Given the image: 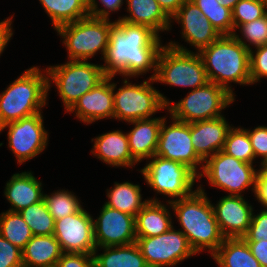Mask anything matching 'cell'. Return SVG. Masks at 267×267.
<instances>
[{"mask_svg":"<svg viewBox=\"0 0 267 267\" xmlns=\"http://www.w3.org/2000/svg\"><path fill=\"white\" fill-rule=\"evenodd\" d=\"M42 185L31 171L13 174L4 189V195L11 205L8 211L19 212L43 200Z\"/></svg>","mask_w":267,"mask_h":267,"instance_id":"cell-23","label":"cell"},{"mask_svg":"<svg viewBox=\"0 0 267 267\" xmlns=\"http://www.w3.org/2000/svg\"><path fill=\"white\" fill-rule=\"evenodd\" d=\"M62 254L54 235H33L22 250L23 267H55Z\"/></svg>","mask_w":267,"mask_h":267,"instance_id":"cell-26","label":"cell"},{"mask_svg":"<svg viewBox=\"0 0 267 267\" xmlns=\"http://www.w3.org/2000/svg\"><path fill=\"white\" fill-rule=\"evenodd\" d=\"M164 12L171 18L187 0H156Z\"/></svg>","mask_w":267,"mask_h":267,"instance_id":"cell-47","label":"cell"},{"mask_svg":"<svg viewBox=\"0 0 267 267\" xmlns=\"http://www.w3.org/2000/svg\"><path fill=\"white\" fill-rule=\"evenodd\" d=\"M261 267H267V241H246Z\"/></svg>","mask_w":267,"mask_h":267,"instance_id":"cell-45","label":"cell"},{"mask_svg":"<svg viewBox=\"0 0 267 267\" xmlns=\"http://www.w3.org/2000/svg\"><path fill=\"white\" fill-rule=\"evenodd\" d=\"M53 235L63 253L94 254L93 217L84 208L79 212L56 220Z\"/></svg>","mask_w":267,"mask_h":267,"instance_id":"cell-15","label":"cell"},{"mask_svg":"<svg viewBox=\"0 0 267 267\" xmlns=\"http://www.w3.org/2000/svg\"><path fill=\"white\" fill-rule=\"evenodd\" d=\"M43 118L40 112L0 127V133L8 128V147L18 165L35 158L46 149L49 134L44 127Z\"/></svg>","mask_w":267,"mask_h":267,"instance_id":"cell-14","label":"cell"},{"mask_svg":"<svg viewBox=\"0 0 267 267\" xmlns=\"http://www.w3.org/2000/svg\"><path fill=\"white\" fill-rule=\"evenodd\" d=\"M115 21L88 16L56 29L62 37L63 46L68 52V60L89 61L98 52L103 59L109 44V37Z\"/></svg>","mask_w":267,"mask_h":267,"instance_id":"cell-6","label":"cell"},{"mask_svg":"<svg viewBox=\"0 0 267 267\" xmlns=\"http://www.w3.org/2000/svg\"><path fill=\"white\" fill-rule=\"evenodd\" d=\"M104 8H98L97 0H88L89 16L110 19V12L120 11L125 0H99ZM124 1V2H123Z\"/></svg>","mask_w":267,"mask_h":267,"instance_id":"cell-42","label":"cell"},{"mask_svg":"<svg viewBox=\"0 0 267 267\" xmlns=\"http://www.w3.org/2000/svg\"><path fill=\"white\" fill-rule=\"evenodd\" d=\"M234 100L235 97L225 88L208 82L205 86L189 91L177 103L170 102L166 108L176 120L192 123L224 116L222 110L233 104Z\"/></svg>","mask_w":267,"mask_h":267,"instance_id":"cell-9","label":"cell"},{"mask_svg":"<svg viewBox=\"0 0 267 267\" xmlns=\"http://www.w3.org/2000/svg\"><path fill=\"white\" fill-rule=\"evenodd\" d=\"M222 151L248 164L256 160L248 132L242 127L233 126L228 131Z\"/></svg>","mask_w":267,"mask_h":267,"instance_id":"cell-34","label":"cell"},{"mask_svg":"<svg viewBox=\"0 0 267 267\" xmlns=\"http://www.w3.org/2000/svg\"><path fill=\"white\" fill-rule=\"evenodd\" d=\"M176 216L181 232L191 247L199 254L207 251L211 255L223 243L212 203L200 184L189 196L169 202Z\"/></svg>","mask_w":267,"mask_h":267,"instance_id":"cell-2","label":"cell"},{"mask_svg":"<svg viewBox=\"0 0 267 267\" xmlns=\"http://www.w3.org/2000/svg\"><path fill=\"white\" fill-rule=\"evenodd\" d=\"M259 171L260 167L255 169L253 164L219 151L204 162L198 179L205 177L212 187L228 192V195L243 196L242 192L246 189H251L255 193Z\"/></svg>","mask_w":267,"mask_h":267,"instance_id":"cell-10","label":"cell"},{"mask_svg":"<svg viewBox=\"0 0 267 267\" xmlns=\"http://www.w3.org/2000/svg\"><path fill=\"white\" fill-rule=\"evenodd\" d=\"M150 160V161H149ZM140 169L146 184L156 192L169 197L172 202L189 196L198 176L182 163L152 156ZM173 198V199H172Z\"/></svg>","mask_w":267,"mask_h":267,"instance_id":"cell-11","label":"cell"},{"mask_svg":"<svg viewBox=\"0 0 267 267\" xmlns=\"http://www.w3.org/2000/svg\"><path fill=\"white\" fill-rule=\"evenodd\" d=\"M0 267H23L22 250L0 235Z\"/></svg>","mask_w":267,"mask_h":267,"instance_id":"cell-41","label":"cell"},{"mask_svg":"<svg viewBox=\"0 0 267 267\" xmlns=\"http://www.w3.org/2000/svg\"><path fill=\"white\" fill-rule=\"evenodd\" d=\"M96 248L128 245L136 242L135 216L103 204L93 219Z\"/></svg>","mask_w":267,"mask_h":267,"instance_id":"cell-16","label":"cell"},{"mask_svg":"<svg viewBox=\"0 0 267 267\" xmlns=\"http://www.w3.org/2000/svg\"><path fill=\"white\" fill-rule=\"evenodd\" d=\"M163 45L161 37L151 28L115 20L109 44L103 57L106 76L137 77L156 74L157 59Z\"/></svg>","mask_w":267,"mask_h":267,"instance_id":"cell-1","label":"cell"},{"mask_svg":"<svg viewBox=\"0 0 267 267\" xmlns=\"http://www.w3.org/2000/svg\"><path fill=\"white\" fill-rule=\"evenodd\" d=\"M106 76L89 92L81 96L67 111L74 113L75 118L85 124H91L102 119H112L114 115L112 79Z\"/></svg>","mask_w":267,"mask_h":267,"instance_id":"cell-19","label":"cell"},{"mask_svg":"<svg viewBox=\"0 0 267 267\" xmlns=\"http://www.w3.org/2000/svg\"><path fill=\"white\" fill-rule=\"evenodd\" d=\"M267 13V0H240L232 9L234 32L240 25L262 18Z\"/></svg>","mask_w":267,"mask_h":267,"instance_id":"cell-37","label":"cell"},{"mask_svg":"<svg viewBox=\"0 0 267 267\" xmlns=\"http://www.w3.org/2000/svg\"><path fill=\"white\" fill-rule=\"evenodd\" d=\"M154 81L170 86L189 87L191 90L209 82L199 53L175 41H170L160 50Z\"/></svg>","mask_w":267,"mask_h":267,"instance_id":"cell-5","label":"cell"},{"mask_svg":"<svg viewBox=\"0 0 267 267\" xmlns=\"http://www.w3.org/2000/svg\"><path fill=\"white\" fill-rule=\"evenodd\" d=\"M164 117L146 118L128 122L133 124L127 133L132 158L138 163L155 155L160 127Z\"/></svg>","mask_w":267,"mask_h":267,"instance_id":"cell-22","label":"cell"},{"mask_svg":"<svg viewBox=\"0 0 267 267\" xmlns=\"http://www.w3.org/2000/svg\"><path fill=\"white\" fill-rule=\"evenodd\" d=\"M251 140V145L255 154V158H261V165H267V126L254 127L252 130L245 129Z\"/></svg>","mask_w":267,"mask_h":267,"instance_id":"cell-40","label":"cell"},{"mask_svg":"<svg viewBox=\"0 0 267 267\" xmlns=\"http://www.w3.org/2000/svg\"><path fill=\"white\" fill-rule=\"evenodd\" d=\"M148 267H174L197 253L186 236L172 226L158 236L136 238Z\"/></svg>","mask_w":267,"mask_h":267,"instance_id":"cell-13","label":"cell"},{"mask_svg":"<svg viewBox=\"0 0 267 267\" xmlns=\"http://www.w3.org/2000/svg\"><path fill=\"white\" fill-rule=\"evenodd\" d=\"M56 30L89 16L88 0H39Z\"/></svg>","mask_w":267,"mask_h":267,"instance_id":"cell-30","label":"cell"},{"mask_svg":"<svg viewBox=\"0 0 267 267\" xmlns=\"http://www.w3.org/2000/svg\"><path fill=\"white\" fill-rule=\"evenodd\" d=\"M238 31L242 36L239 37L238 32H234L235 38L241 42L249 51L254 46H262L267 44V13L259 19L240 25ZM248 42V44H247Z\"/></svg>","mask_w":267,"mask_h":267,"instance_id":"cell-36","label":"cell"},{"mask_svg":"<svg viewBox=\"0 0 267 267\" xmlns=\"http://www.w3.org/2000/svg\"><path fill=\"white\" fill-rule=\"evenodd\" d=\"M245 241H267V209L261 210L255 214L252 213V219L247 233L242 237Z\"/></svg>","mask_w":267,"mask_h":267,"instance_id":"cell-39","label":"cell"},{"mask_svg":"<svg viewBox=\"0 0 267 267\" xmlns=\"http://www.w3.org/2000/svg\"><path fill=\"white\" fill-rule=\"evenodd\" d=\"M46 71L48 91L52 83L56 85L65 112L106 77L102 65L88 61L69 60L65 64L50 65Z\"/></svg>","mask_w":267,"mask_h":267,"instance_id":"cell-8","label":"cell"},{"mask_svg":"<svg viewBox=\"0 0 267 267\" xmlns=\"http://www.w3.org/2000/svg\"><path fill=\"white\" fill-rule=\"evenodd\" d=\"M232 128L224 116L191 123V140L197 155L205 162L222 151L228 131Z\"/></svg>","mask_w":267,"mask_h":267,"instance_id":"cell-20","label":"cell"},{"mask_svg":"<svg viewBox=\"0 0 267 267\" xmlns=\"http://www.w3.org/2000/svg\"><path fill=\"white\" fill-rule=\"evenodd\" d=\"M99 249L104 252L97 254ZM93 257L94 267H148L136 242L96 248Z\"/></svg>","mask_w":267,"mask_h":267,"instance_id":"cell-27","label":"cell"},{"mask_svg":"<svg viewBox=\"0 0 267 267\" xmlns=\"http://www.w3.org/2000/svg\"><path fill=\"white\" fill-rule=\"evenodd\" d=\"M171 124H167L166 117L163 118L156 156L176 161L186 165L197 176L203 170L204 161L197 155L191 140V123L176 120L171 117ZM198 166L200 167L199 171Z\"/></svg>","mask_w":267,"mask_h":267,"instance_id":"cell-12","label":"cell"},{"mask_svg":"<svg viewBox=\"0 0 267 267\" xmlns=\"http://www.w3.org/2000/svg\"><path fill=\"white\" fill-rule=\"evenodd\" d=\"M127 4V16L117 20L129 24L143 25L151 28L158 35L159 32L170 31L171 18L164 12L156 0H125Z\"/></svg>","mask_w":267,"mask_h":267,"instance_id":"cell-24","label":"cell"},{"mask_svg":"<svg viewBox=\"0 0 267 267\" xmlns=\"http://www.w3.org/2000/svg\"><path fill=\"white\" fill-rule=\"evenodd\" d=\"M147 79L141 84H132L129 77H124L123 86L117 91V83L112 82L114 119L130 122L152 118L153 114L167 109L169 99L152 86L154 79Z\"/></svg>","mask_w":267,"mask_h":267,"instance_id":"cell-7","label":"cell"},{"mask_svg":"<svg viewBox=\"0 0 267 267\" xmlns=\"http://www.w3.org/2000/svg\"><path fill=\"white\" fill-rule=\"evenodd\" d=\"M44 200L54 221L77 213L83 208L81 200L73 192L65 189L56 190L51 194L44 193Z\"/></svg>","mask_w":267,"mask_h":267,"instance_id":"cell-35","label":"cell"},{"mask_svg":"<svg viewBox=\"0 0 267 267\" xmlns=\"http://www.w3.org/2000/svg\"><path fill=\"white\" fill-rule=\"evenodd\" d=\"M220 1V0H219ZM240 0H222V5L231 11Z\"/></svg>","mask_w":267,"mask_h":267,"instance_id":"cell-48","label":"cell"},{"mask_svg":"<svg viewBox=\"0 0 267 267\" xmlns=\"http://www.w3.org/2000/svg\"><path fill=\"white\" fill-rule=\"evenodd\" d=\"M167 204L170 206L167 207ZM167 204L157 197L149 199L135 217L136 238L158 236L173 226L169 210L172 207L169 202Z\"/></svg>","mask_w":267,"mask_h":267,"instance_id":"cell-25","label":"cell"},{"mask_svg":"<svg viewBox=\"0 0 267 267\" xmlns=\"http://www.w3.org/2000/svg\"><path fill=\"white\" fill-rule=\"evenodd\" d=\"M0 235L21 250L33 237L30 227L20 213L8 210L0 214Z\"/></svg>","mask_w":267,"mask_h":267,"instance_id":"cell-31","label":"cell"},{"mask_svg":"<svg viewBox=\"0 0 267 267\" xmlns=\"http://www.w3.org/2000/svg\"><path fill=\"white\" fill-rule=\"evenodd\" d=\"M48 92L46 69L33 66L23 71L0 94V127L40 113L48 103Z\"/></svg>","mask_w":267,"mask_h":267,"instance_id":"cell-4","label":"cell"},{"mask_svg":"<svg viewBox=\"0 0 267 267\" xmlns=\"http://www.w3.org/2000/svg\"><path fill=\"white\" fill-rule=\"evenodd\" d=\"M181 24V34L184 41L199 52L209 46L221 34L211 22L201 13L198 6L191 0H187L171 17V21Z\"/></svg>","mask_w":267,"mask_h":267,"instance_id":"cell-18","label":"cell"},{"mask_svg":"<svg viewBox=\"0 0 267 267\" xmlns=\"http://www.w3.org/2000/svg\"><path fill=\"white\" fill-rule=\"evenodd\" d=\"M267 79V44L250 50V79L251 85L261 79Z\"/></svg>","mask_w":267,"mask_h":267,"instance_id":"cell-38","label":"cell"},{"mask_svg":"<svg viewBox=\"0 0 267 267\" xmlns=\"http://www.w3.org/2000/svg\"><path fill=\"white\" fill-rule=\"evenodd\" d=\"M257 201L267 209V165L260 167V171L256 178V188L254 193Z\"/></svg>","mask_w":267,"mask_h":267,"instance_id":"cell-44","label":"cell"},{"mask_svg":"<svg viewBox=\"0 0 267 267\" xmlns=\"http://www.w3.org/2000/svg\"><path fill=\"white\" fill-rule=\"evenodd\" d=\"M212 204L215 218L225 238H242L251 223L253 205L244 196L226 195Z\"/></svg>","mask_w":267,"mask_h":267,"instance_id":"cell-17","label":"cell"},{"mask_svg":"<svg viewBox=\"0 0 267 267\" xmlns=\"http://www.w3.org/2000/svg\"><path fill=\"white\" fill-rule=\"evenodd\" d=\"M91 153L110 167L133 168L137 162L132 158L127 133L114 130L91 139Z\"/></svg>","mask_w":267,"mask_h":267,"instance_id":"cell-21","label":"cell"},{"mask_svg":"<svg viewBox=\"0 0 267 267\" xmlns=\"http://www.w3.org/2000/svg\"><path fill=\"white\" fill-rule=\"evenodd\" d=\"M201 10L221 35H233L232 11L222 5V0H191Z\"/></svg>","mask_w":267,"mask_h":267,"instance_id":"cell-32","label":"cell"},{"mask_svg":"<svg viewBox=\"0 0 267 267\" xmlns=\"http://www.w3.org/2000/svg\"><path fill=\"white\" fill-rule=\"evenodd\" d=\"M12 18H14V15L0 21V56L8 46V42H10L14 34L11 26L13 20Z\"/></svg>","mask_w":267,"mask_h":267,"instance_id":"cell-46","label":"cell"},{"mask_svg":"<svg viewBox=\"0 0 267 267\" xmlns=\"http://www.w3.org/2000/svg\"><path fill=\"white\" fill-rule=\"evenodd\" d=\"M55 267H94L92 254L63 253Z\"/></svg>","mask_w":267,"mask_h":267,"instance_id":"cell-43","label":"cell"},{"mask_svg":"<svg viewBox=\"0 0 267 267\" xmlns=\"http://www.w3.org/2000/svg\"><path fill=\"white\" fill-rule=\"evenodd\" d=\"M33 235H53L55 221L49 213L45 200L29 205L19 211Z\"/></svg>","mask_w":267,"mask_h":267,"instance_id":"cell-33","label":"cell"},{"mask_svg":"<svg viewBox=\"0 0 267 267\" xmlns=\"http://www.w3.org/2000/svg\"><path fill=\"white\" fill-rule=\"evenodd\" d=\"M198 53L209 82L225 88L234 97L230 83L251 85L250 51L234 35H221Z\"/></svg>","mask_w":267,"mask_h":267,"instance_id":"cell-3","label":"cell"},{"mask_svg":"<svg viewBox=\"0 0 267 267\" xmlns=\"http://www.w3.org/2000/svg\"><path fill=\"white\" fill-rule=\"evenodd\" d=\"M211 256L219 267H261L243 238H225Z\"/></svg>","mask_w":267,"mask_h":267,"instance_id":"cell-28","label":"cell"},{"mask_svg":"<svg viewBox=\"0 0 267 267\" xmlns=\"http://www.w3.org/2000/svg\"><path fill=\"white\" fill-rule=\"evenodd\" d=\"M140 187V185L128 181L114 182V186L107 189L108 200L104 204L136 217L138 212L149 202V199L142 201Z\"/></svg>","mask_w":267,"mask_h":267,"instance_id":"cell-29","label":"cell"}]
</instances>
